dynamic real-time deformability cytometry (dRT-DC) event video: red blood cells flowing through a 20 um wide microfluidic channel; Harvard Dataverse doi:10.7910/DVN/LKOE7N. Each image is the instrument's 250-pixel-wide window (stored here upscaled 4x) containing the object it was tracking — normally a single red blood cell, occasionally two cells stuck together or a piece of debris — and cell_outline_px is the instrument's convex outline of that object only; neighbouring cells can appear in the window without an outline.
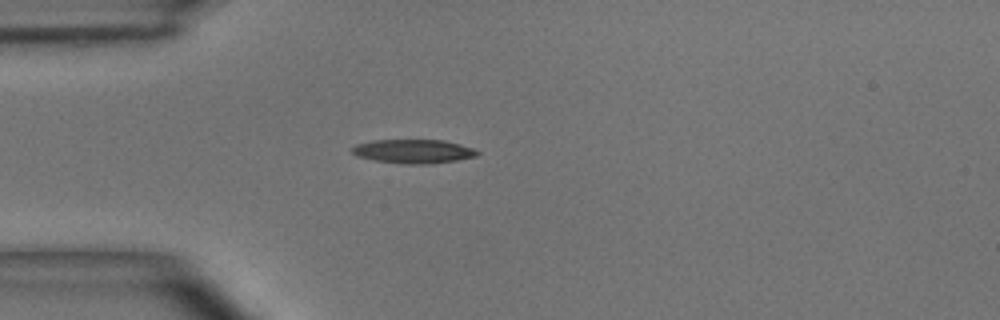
{"species": "common noctule bat (a hibernating species)", "species_latin": "Nyctalus noctula", "temperature_condition": "room temperature", "stored_images_in_passage": 41, "camera_frame_rate_fps": 3000, "um_per_image_px": 0.085, "animal": {"sex": "male", "body_mass_g": 15.6}, "frame": {"image": 1, "passage_image": 1, "time_ms": 0.0, "image_size_px": [1000, 320], "cell_outline_px": [[480, 152], [476, 156], [456, 160], [432, 164], [408, 164], [376, 160], [356, 156], [352, 152], [352, 148], [356, 144], [372, 140], [444, 140], [460, 144], [472, 148]], "centroid_in_image_um": [35.14, 12.86], "position_along_channel_um": 49.9, "area_um2": 17.34}}
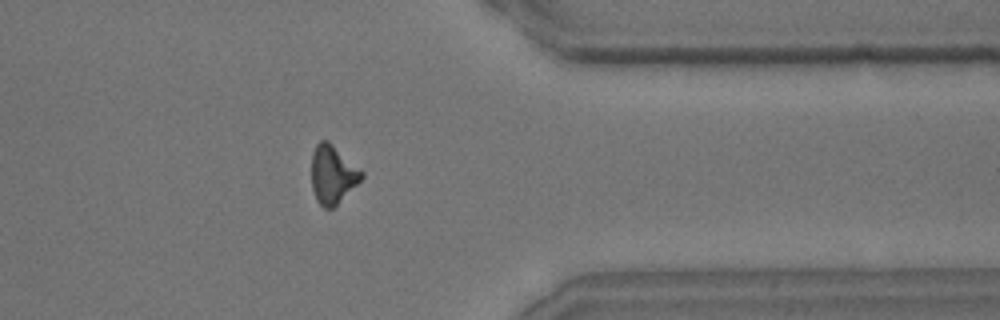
{"frame": {"image": 2, "passage_image": 30, "time_ms": 9.667, "image_size_px": [1000, 320], "cell_outline_px": [[364, 176], [332, 208], [324, 208], [316, 200], [312, 188], [312, 152], [316, 144], [320, 140], [328, 140], [364, 172]], "centroid_in_image_um": [28.25, 14.8], "position_along_channel_um": 383.1, "area_um2": 16.76}}
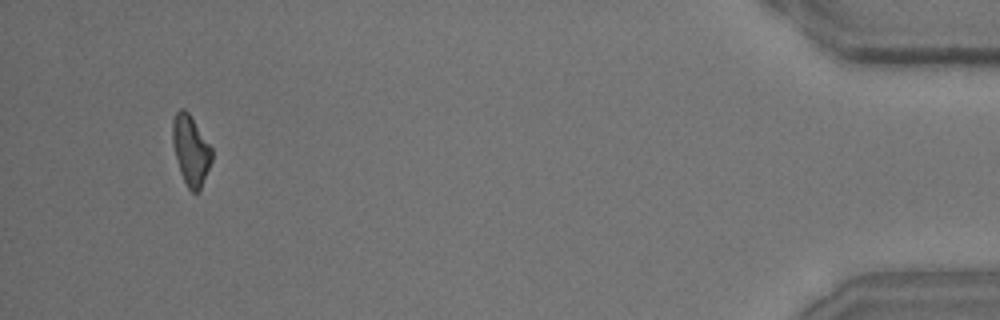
{"frame": {"image": 3, "passage_image": 38, "time_ms": 12.333, "image_size_px": [1000, 320], "cell_outline_px": [[212, 160], [200, 188], [196, 192], [192, 192], [188, 188], [180, 172], [172, 144], [172, 120], [176, 112], [180, 108], [184, 108], [188, 112], [212, 148]], "centroid_in_image_um": [16.19, 12.74], "position_along_channel_um": 419.0, "area_um2": 15.78}, "authors_computed_cell_mechanics": {"area_um2": 16.8776, "velocity_mm_per_s": 3.674, "shape_relaxation_time_tau1_ms": 7.8604, "shape_relaxation_time_tau2_ms": 10.0979, "deformation_change_tau1": 0.2296, "deformation_change_tau2": 0.2508}}